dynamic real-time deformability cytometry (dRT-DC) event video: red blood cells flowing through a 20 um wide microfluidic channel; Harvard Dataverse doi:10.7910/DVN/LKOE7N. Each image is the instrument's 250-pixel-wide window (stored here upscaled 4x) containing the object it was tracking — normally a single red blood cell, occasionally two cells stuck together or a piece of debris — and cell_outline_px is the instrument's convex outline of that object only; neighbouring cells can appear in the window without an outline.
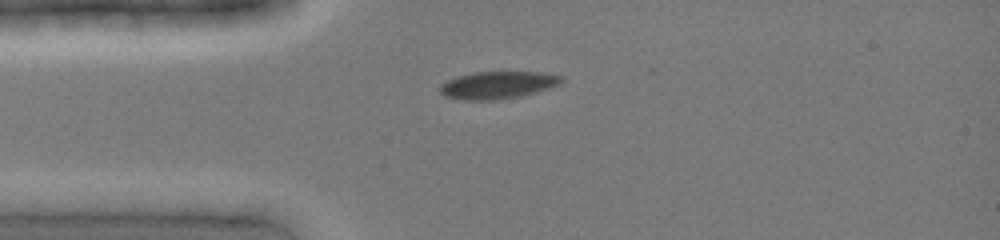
{"species": "common noctule bat (a hibernating species)", "species_latin": "Nyctalus noctula", "temperature_condition": "cold", "stored_images_in_passage": 18, "camera_frame_rate_fps": 3000, "um_per_image_px": 0.085, "animal": {"sex": "female", "body_mass_g": 19.0, "forearm_length_mm": 51.5}, "frame": {"image": 1, "passage_image": 1, "time_ms": 0.0, "image_size_px": [1000, 240], "cell_outline_px": [[564, 80], [560, 84], [548, 88], [520, 96], [492, 100], [464, 100], [444, 96], [440, 92], [440, 84], [456, 76], [476, 72], [544, 72], [564, 76]], "centroid_in_image_um": [42.31, 7.22], "position_along_channel_um": 42.7, "area_um2": 19.36}}
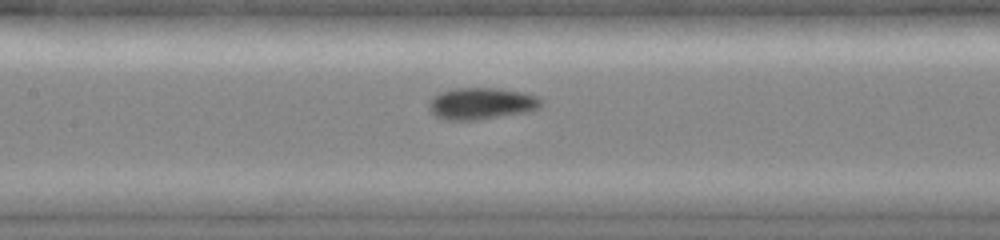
{"frame": {"image": 2, "passage_image": 10, "time_ms": 3.0, "image_size_px": [1000, 240], "cell_outline_px": [[540, 104], [536, 108], [524, 112], [476, 120], [444, 120], [436, 116], [428, 108], [428, 104], [432, 96], [440, 92], [456, 88], [500, 88], [524, 92], [536, 96], [540, 100]], "centroid_in_image_um": [40.84, 8.79], "position_along_channel_um": 166.6, "area_um2": 20.58}}
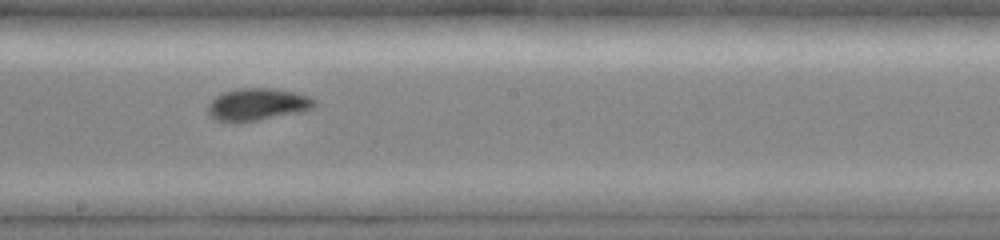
{"frame": {"image": 3, "passage_image": 14, "time_ms": 4.333, "image_size_px": [1000, 240], "cell_outline_px": [[316, 104], [312, 108], [300, 112], [256, 120], [216, 120], [208, 112], [208, 104], [216, 96], [224, 92], [236, 88], [268, 88], [292, 92], [308, 96], [316, 100]], "centroid_in_image_um": [21.89, 8.84], "position_along_channel_um": 226.3, "area_um2": 19.36}}